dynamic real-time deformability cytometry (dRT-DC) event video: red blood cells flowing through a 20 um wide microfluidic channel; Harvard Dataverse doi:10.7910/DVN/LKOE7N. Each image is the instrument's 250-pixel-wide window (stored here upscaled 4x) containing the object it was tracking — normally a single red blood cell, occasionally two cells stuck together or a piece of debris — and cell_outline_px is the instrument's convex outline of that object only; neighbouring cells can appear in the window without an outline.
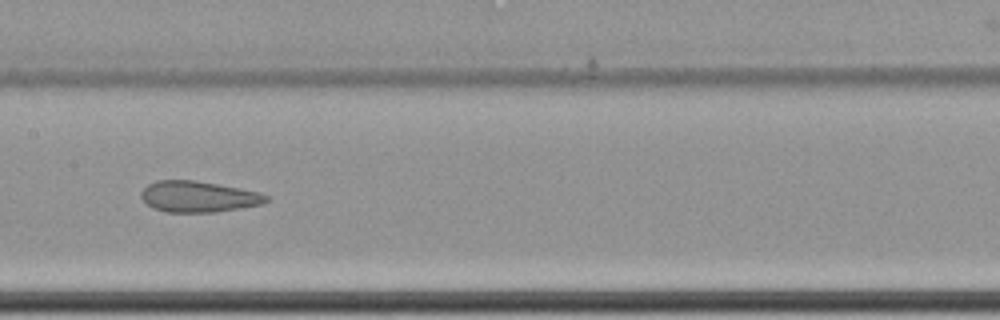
{"species": "common noctule bat (a hibernating species)", "species_latin": "Nyctalus noctula", "temperature_condition": "cold", "stored_images_in_passage": 14, "camera_frame_rate_fps": 3000, "um_per_image_px": 0.085, "animal": {"sex": "female", "body_mass_g": 22.7, "forearm_length_mm": 54.2}, "frame": {"image": 1, "passage_image": 10, "time_ms": 3.0, "image_size_px": [1000, 320], "cell_outline_px": [[272, 200], [264, 204], [216, 212], [168, 212], [152, 208], [140, 196], [140, 192], [148, 184], [156, 180], [196, 180], [240, 188], [260, 192], [268, 196]], "centroid_in_image_um": [16.9, 16.71], "position_along_channel_um": 190.5, "area_um2": 22.83}}
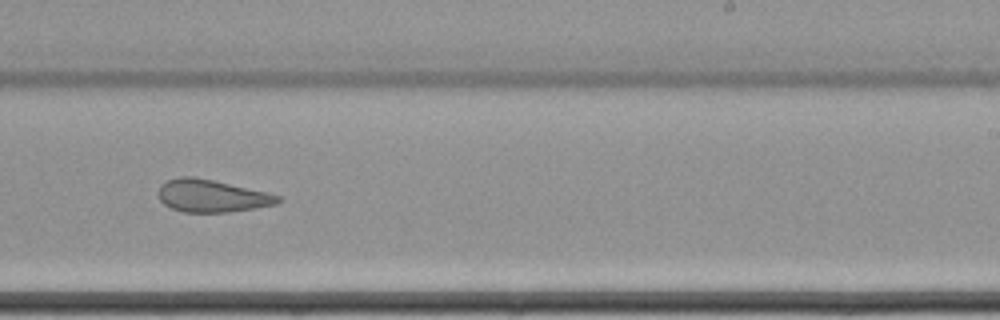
{"frame": {"image": 2, "passage_image": 12, "time_ms": 3.667, "image_size_px": [1000, 320], "cell_outline_px": [[284, 200], [276, 204], [256, 208], [228, 212], [184, 212], [172, 208], [164, 204], [160, 200], [160, 184], [168, 180], [180, 176], [192, 176], [212, 180], [268, 192], [280, 196]], "centroid_in_image_um": [18.04, 16.65], "position_along_channel_um": 271.0, "area_um2": 22.54}}
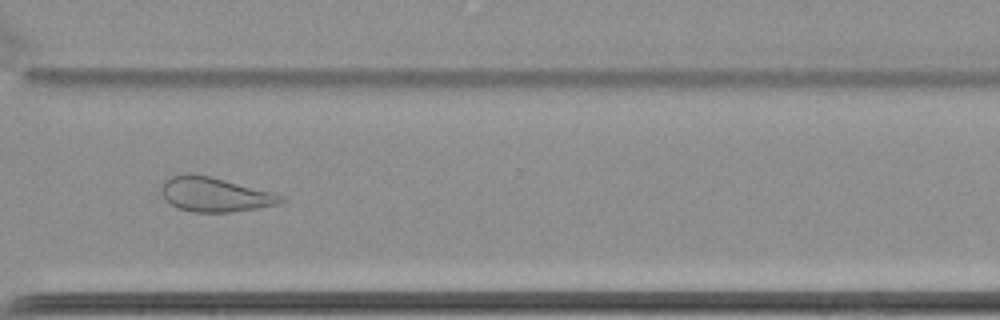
{"frame": {"image": 3, "passage_image": 14, "time_ms": 4.333, "image_size_px": [1000, 320], "cell_outline_px": [[288, 200], [280, 204], [232, 212], [192, 212], [176, 208], [164, 200], [164, 180], [172, 176], [188, 172], [208, 176], [272, 192], [284, 196]], "centroid_in_image_um": [18.29, 16.54], "position_along_channel_um": 352.3, "area_um2": 23.87}}